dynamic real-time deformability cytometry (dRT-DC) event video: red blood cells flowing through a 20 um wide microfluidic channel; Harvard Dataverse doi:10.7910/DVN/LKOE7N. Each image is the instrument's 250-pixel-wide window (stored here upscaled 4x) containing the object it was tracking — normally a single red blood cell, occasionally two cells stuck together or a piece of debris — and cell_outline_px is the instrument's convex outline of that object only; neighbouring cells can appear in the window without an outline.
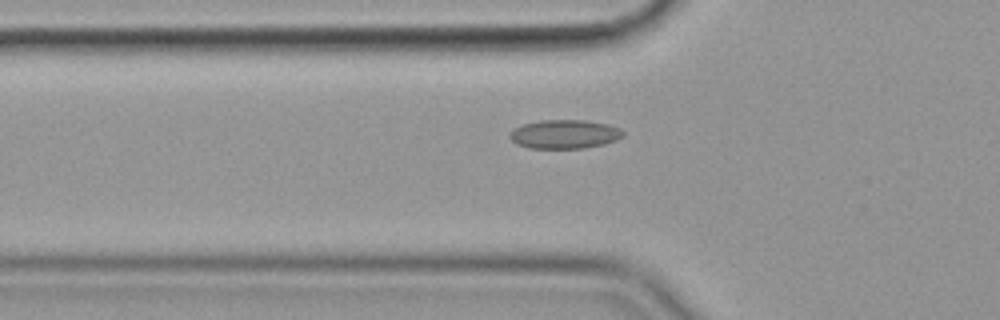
{"species": "common noctule bat (a hibernating species)", "species_latin": "Nyctalus noctula", "temperature_condition": "cold", "stored_images_in_passage": 42, "camera_frame_rate_fps": 3000, "um_per_image_px": 0.085, "animal": {"sex": "female", "body_mass_g": 19.9}, "frame": {"image": 1, "passage_image": 7, "time_ms": 2.0, "image_size_px": [1000, 320], "cell_outline_px": [[624, 136], [616, 140], [604, 144], [584, 148], [528, 148], [516, 144], [508, 136], [516, 128], [524, 124], [540, 120], [584, 120], [608, 124], [620, 128], [624, 132]], "centroid_in_image_um": [48.01, 11.41], "position_along_channel_um": 77.8, "area_um2": 19.02}}
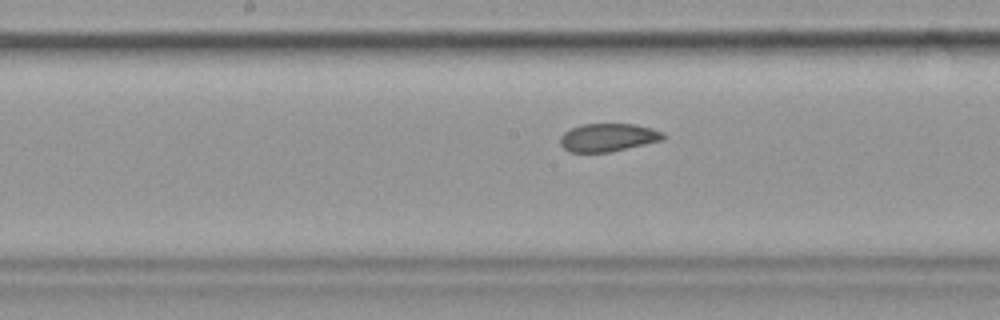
{"frame": {"image": 2, "passage_image": 17, "time_ms": 5.333, "image_size_px": [1000, 320], "cell_outline_px": [[668, 136], [664, 140], [608, 152], [568, 152], [560, 144], [560, 136], [564, 132], [572, 128], [584, 124], [636, 124], [652, 128], [664, 132]], "centroid_in_image_um": [51.72, 11.68], "position_along_channel_um": 196.5, "area_um2": 16.94}}
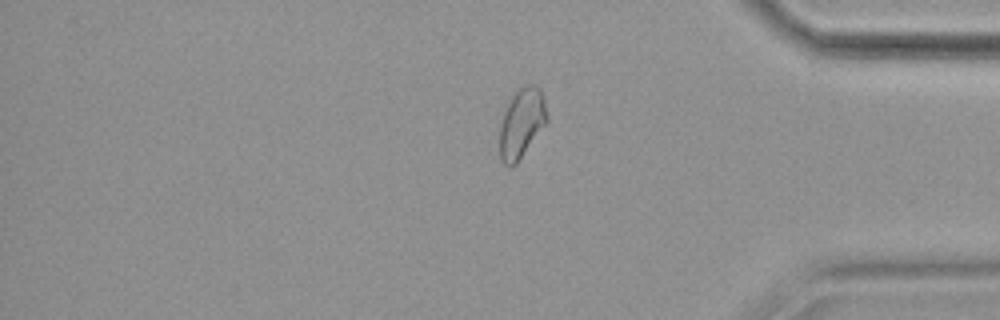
{"frame": {"image": 3, "passage_image": 35, "time_ms": 11.333, "image_size_px": [1000, 320], "cell_outline_px": [[548, 120], [516, 164], [512, 168], [508, 168], [500, 160], [500, 124], [504, 112], [512, 96], [524, 84], [536, 84], [540, 88], [544, 96], [548, 116]], "centroid_in_image_um": [44.35, 10.46], "position_along_channel_um": 390.9, "area_um2": 19.25}}